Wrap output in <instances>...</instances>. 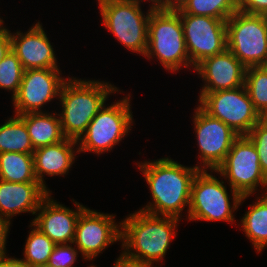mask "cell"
Segmentation results:
<instances>
[{"label":"cell","mask_w":267,"mask_h":267,"mask_svg":"<svg viewBox=\"0 0 267 267\" xmlns=\"http://www.w3.org/2000/svg\"><path fill=\"white\" fill-rule=\"evenodd\" d=\"M49 192L39 182H7L0 179V218L11 225L20 213L35 215Z\"/></svg>","instance_id":"cell-18"},{"label":"cell","mask_w":267,"mask_h":267,"mask_svg":"<svg viewBox=\"0 0 267 267\" xmlns=\"http://www.w3.org/2000/svg\"><path fill=\"white\" fill-rule=\"evenodd\" d=\"M265 20L267 22V13L264 14Z\"/></svg>","instance_id":"cell-42"},{"label":"cell","mask_w":267,"mask_h":267,"mask_svg":"<svg viewBox=\"0 0 267 267\" xmlns=\"http://www.w3.org/2000/svg\"><path fill=\"white\" fill-rule=\"evenodd\" d=\"M7 253L0 255V267H31L21 258L16 257H8Z\"/></svg>","instance_id":"cell-31"},{"label":"cell","mask_w":267,"mask_h":267,"mask_svg":"<svg viewBox=\"0 0 267 267\" xmlns=\"http://www.w3.org/2000/svg\"><path fill=\"white\" fill-rule=\"evenodd\" d=\"M72 246V243L56 244L48 264L55 267H76L73 265L77 260L79 250Z\"/></svg>","instance_id":"cell-29"},{"label":"cell","mask_w":267,"mask_h":267,"mask_svg":"<svg viewBox=\"0 0 267 267\" xmlns=\"http://www.w3.org/2000/svg\"><path fill=\"white\" fill-rule=\"evenodd\" d=\"M51 195L42 200L31 223L55 244H73L78 218L86 207L72 199L77 209H70Z\"/></svg>","instance_id":"cell-15"},{"label":"cell","mask_w":267,"mask_h":267,"mask_svg":"<svg viewBox=\"0 0 267 267\" xmlns=\"http://www.w3.org/2000/svg\"><path fill=\"white\" fill-rule=\"evenodd\" d=\"M24 69L12 49L0 61V89L12 91L13 99L20 88Z\"/></svg>","instance_id":"cell-27"},{"label":"cell","mask_w":267,"mask_h":267,"mask_svg":"<svg viewBox=\"0 0 267 267\" xmlns=\"http://www.w3.org/2000/svg\"><path fill=\"white\" fill-rule=\"evenodd\" d=\"M238 10L250 15L267 13V0H238Z\"/></svg>","instance_id":"cell-30"},{"label":"cell","mask_w":267,"mask_h":267,"mask_svg":"<svg viewBox=\"0 0 267 267\" xmlns=\"http://www.w3.org/2000/svg\"><path fill=\"white\" fill-rule=\"evenodd\" d=\"M141 267H156V266H141ZM159 267V266H158Z\"/></svg>","instance_id":"cell-43"},{"label":"cell","mask_w":267,"mask_h":267,"mask_svg":"<svg viewBox=\"0 0 267 267\" xmlns=\"http://www.w3.org/2000/svg\"><path fill=\"white\" fill-rule=\"evenodd\" d=\"M4 25L3 18H0V34H2L7 28Z\"/></svg>","instance_id":"cell-38"},{"label":"cell","mask_w":267,"mask_h":267,"mask_svg":"<svg viewBox=\"0 0 267 267\" xmlns=\"http://www.w3.org/2000/svg\"><path fill=\"white\" fill-rule=\"evenodd\" d=\"M61 69L24 70L17 95L12 99L15 115L31 112H43L41 108L54 98L60 97L64 82Z\"/></svg>","instance_id":"cell-14"},{"label":"cell","mask_w":267,"mask_h":267,"mask_svg":"<svg viewBox=\"0 0 267 267\" xmlns=\"http://www.w3.org/2000/svg\"><path fill=\"white\" fill-rule=\"evenodd\" d=\"M194 71L204 81L200 93L235 89L245 82L246 67L228 49L205 58Z\"/></svg>","instance_id":"cell-17"},{"label":"cell","mask_w":267,"mask_h":267,"mask_svg":"<svg viewBox=\"0 0 267 267\" xmlns=\"http://www.w3.org/2000/svg\"><path fill=\"white\" fill-rule=\"evenodd\" d=\"M102 24L127 50L144 57L148 45V22L153 11L143 13L131 0L109 1L99 6Z\"/></svg>","instance_id":"cell-7"},{"label":"cell","mask_w":267,"mask_h":267,"mask_svg":"<svg viewBox=\"0 0 267 267\" xmlns=\"http://www.w3.org/2000/svg\"><path fill=\"white\" fill-rule=\"evenodd\" d=\"M246 136L253 142L261 170L267 177V125L259 121Z\"/></svg>","instance_id":"cell-28"},{"label":"cell","mask_w":267,"mask_h":267,"mask_svg":"<svg viewBox=\"0 0 267 267\" xmlns=\"http://www.w3.org/2000/svg\"><path fill=\"white\" fill-rule=\"evenodd\" d=\"M98 1V5L100 6L103 3L109 2V1H120V0H97Z\"/></svg>","instance_id":"cell-39"},{"label":"cell","mask_w":267,"mask_h":267,"mask_svg":"<svg viewBox=\"0 0 267 267\" xmlns=\"http://www.w3.org/2000/svg\"><path fill=\"white\" fill-rule=\"evenodd\" d=\"M241 220V229L257 253L267 246V194H260Z\"/></svg>","instance_id":"cell-21"},{"label":"cell","mask_w":267,"mask_h":267,"mask_svg":"<svg viewBox=\"0 0 267 267\" xmlns=\"http://www.w3.org/2000/svg\"><path fill=\"white\" fill-rule=\"evenodd\" d=\"M187 0H164V10L180 9Z\"/></svg>","instance_id":"cell-35"},{"label":"cell","mask_w":267,"mask_h":267,"mask_svg":"<svg viewBox=\"0 0 267 267\" xmlns=\"http://www.w3.org/2000/svg\"><path fill=\"white\" fill-rule=\"evenodd\" d=\"M35 267H55V266H51L50 264H44V265H39V266H35Z\"/></svg>","instance_id":"cell-41"},{"label":"cell","mask_w":267,"mask_h":267,"mask_svg":"<svg viewBox=\"0 0 267 267\" xmlns=\"http://www.w3.org/2000/svg\"><path fill=\"white\" fill-rule=\"evenodd\" d=\"M193 123L199 147L200 170H216L225 160L234 141L240 136L221 120L210 116L199 105Z\"/></svg>","instance_id":"cell-12"},{"label":"cell","mask_w":267,"mask_h":267,"mask_svg":"<svg viewBox=\"0 0 267 267\" xmlns=\"http://www.w3.org/2000/svg\"><path fill=\"white\" fill-rule=\"evenodd\" d=\"M151 191L152 202L142 206L141 211L158 216L182 219V211L190 204L191 184L200 170L196 166H184L164 157L157 160L138 162Z\"/></svg>","instance_id":"cell-1"},{"label":"cell","mask_w":267,"mask_h":267,"mask_svg":"<svg viewBox=\"0 0 267 267\" xmlns=\"http://www.w3.org/2000/svg\"><path fill=\"white\" fill-rule=\"evenodd\" d=\"M259 156L253 142L246 136H239L233 143L224 162L214 170L226 179L230 188L241 196L251 195L261 186L267 194V177L261 170ZM264 189H263V188Z\"/></svg>","instance_id":"cell-8"},{"label":"cell","mask_w":267,"mask_h":267,"mask_svg":"<svg viewBox=\"0 0 267 267\" xmlns=\"http://www.w3.org/2000/svg\"><path fill=\"white\" fill-rule=\"evenodd\" d=\"M0 179L7 182H38L34 173L33 154L0 153Z\"/></svg>","instance_id":"cell-22"},{"label":"cell","mask_w":267,"mask_h":267,"mask_svg":"<svg viewBox=\"0 0 267 267\" xmlns=\"http://www.w3.org/2000/svg\"><path fill=\"white\" fill-rule=\"evenodd\" d=\"M115 214L101 213L85 208L77 221L73 245L82 259L91 261L103 253L109 245L121 242V222H115Z\"/></svg>","instance_id":"cell-13"},{"label":"cell","mask_w":267,"mask_h":267,"mask_svg":"<svg viewBox=\"0 0 267 267\" xmlns=\"http://www.w3.org/2000/svg\"><path fill=\"white\" fill-rule=\"evenodd\" d=\"M11 49L24 70L60 69L53 45L39 21L27 32L11 33Z\"/></svg>","instance_id":"cell-16"},{"label":"cell","mask_w":267,"mask_h":267,"mask_svg":"<svg viewBox=\"0 0 267 267\" xmlns=\"http://www.w3.org/2000/svg\"><path fill=\"white\" fill-rule=\"evenodd\" d=\"M244 86L255 109L262 113L267 108V71L261 66L246 68Z\"/></svg>","instance_id":"cell-26"},{"label":"cell","mask_w":267,"mask_h":267,"mask_svg":"<svg viewBox=\"0 0 267 267\" xmlns=\"http://www.w3.org/2000/svg\"><path fill=\"white\" fill-rule=\"evenodd\" d=\"M227 49L246 67L261 66L267 55V22L264 15L239 10L226 20Z\"/></svg>","instance_id":"cell-9"},{"label":"cell","mask_w":267,"mask_h":267,"mask_svg":"<svg viewBox=\"0 0 267 267\" xmlns=\"http://www.w3.org/2000/svg\"><path fill=\"white\" fill-rule=\"evenodd\" d=\"M29 227L32 230L25 242L22 260L31 267L47 264L56 244L31 222Z\"/></svg>","instance_id":"cell-25"},{"label":"cell","mask_w":267,"mask_h":267,"mask_svg":"<svg viewBox=\"0 0 267 267\" xmlns=\"http://www.w3.org/2000/svg\"><path fill=\"white\" fill-rule=\"evenodd\" d=\"M260 121L267 125V108L262 113H260Z\"/></svg>","instance_id":"cell-37"},{"label":"cell","mask_w":267,"mask_h":267,"mask_svg":"<svg viewBox=\"0 0 267 267\" xmlns=\"http://www.w3.org/2000/svg\"><path fill=\"white\" fill-rule=\"evenodd\" d=\"M135 3L141 4V2L146 1V0H131ZM150 1L152 4L150 6L151 9L153 10H164V0H147Z\"/></svg>","instance_id":"cell-36"},{"label":"cell","mask_w":267,"mask_h":267,"mask_svg":"<svg viewBox=\"0 0 267 267\" xmlns=\"http://www.w3.org/2000/svg\"><path fill=\"white\" fill-rule=\"evenodd\" d=\"M198 105L210 116L231 127L238 135H247L260 121L245 86L211 93H199Z\"/></svg>","instance_id":"cell-10"},{"label":"cell","mask_w":267,"mask_h":267,"mask_svg":"<svg viewBox=\"0 0 267 267\" xmlns=\"http://www.w3.org/2000/svg\"><path fill=\"white\" fill-rule=\"evenodd\" d=\"M130 97L129 93L111 105L105 103L77 141L79 153L92 152L98 156L112 151L124 137L128 136L135 122L130 107Z\"/></svg>","instance_id":"cell-6"},{"label":"cell","mask_w":267,"mask_h":267,"mask_svg":"<svg viewBox=\"0 0 267 267\" xmlns=\"http://www.w3.org/2000/svg\"><path fill=\"white\" fill-rule=\"evenodd\" d=\"M261 67L267 71V55H266L264 62L261 65Z\"/></svg>","instance_id":"cell-40"},{"label":"cell","mask_w":267,"mask_h":267,"mask_svg":"<svg viewBox=\"0 0 267 267\" xmlns=\"http://www.w3.org/2000/svg\"><path fill=\"white\" fill-rule=\"evenodd\" d=\"M50 113L48 111L31 112L19 116L27 127L34 150L65 139L59 115L57 112Z\"/></svg>","instance_id":"cell-20"},{"label":"cell","mask_w":267,"mask_h":267,"mask_svg":"<svg viewBox=\"0 0 267 267\" xmlns=\"http://www.w3.org/2000/svg\"><path fill=\"white\" fill-rule=\"evenodd\" d=\"M113 265H114L113 267H141L137 263L129 261L124 257H122L121 255L116 259ZM89 267H97V266L91 264Z\"/></svg>","instance_id":"cell-34"},{"label":"cell","mask_w":267,"mask_h":267,"mask_svg":"<svg viewBox=\"0 0 267 267\" xmlns=\"http://www.w3.org/2000/svg\"><path fill=\"white\" fill-rule=\"evenodd\" d=\"M119 91V88L109 82L68 76L58 99L62 108L58 115L64 137L78 141L108 101L109 95Z\"/></svg>","instance_id":"cell-3"},{"label":"cell","mask_w":267,"mask_h":267,"mask_svg":"<svg viewBox=\"0 0 267 267\" xmlns=\"http://www.w3.org/2000/svg\"><path fill=\"white\" fill-rule=\"evenodd\" d=\"M10 229V224L3 218H0V255L7 253L6 242L8 238V233Z\"/></svg>","instance_id":"cell-33"},{"label":"cell","mask_w":267,"mask_h":267,"mask_svg":"<svg viewBox=\"0 0 267 267\" xmlns=\"http://www.w3.org/2000/svg\"><path fill=\"white\" fill-rule=\"evenodd\" d=\"M144 56L148 60L156 57L166 71L172 73L182 67H191L181 17L175 10L151 12L148 22V45Z\"/></svg>","instance_id":"cell-5"},{"label":"cell","mask_w":267,"mask_h":267,"mask_svg":"<svg viewBox=\"0 0 267 267\" xmlns=\"http://www.w3.org/2000/svg\"><path fill=\"white\" fill-rule=\"evenodd\" d=\"M11 50V31L6 29L0 34V61Z\"/></svg>","instance_id":"cell-32"},{"label":"cell","mask_w":267,"mask_h":267,"mask_svg":"<svg viewBox=\"0 0 267 267\" xmlns=\"http://www.w3.org/2000/svg\"><path fill=\"white\" fill-rule=\"evenodd\" d=\"M2 152L34 153L27 127L18 115H13L0 125V153Z\"/></svg>","instance_id":"cell-23"},{"label":"cell","mask_w":267,"mask_h":267,"mask_svg":"<svg viewBox=\"0 0 267 267\" xmlns=\"http://www.w3.org/2000/svg\"><path fill=\"white\" fill-rule=\"evenodd\" d=\"M184 30L186 49L193 71L205 58L227 49L226 20L178 13Z\"/></svg>","instance_id":"cell-11"},{"label":"cell","mask_w":267,"mask_h":267,"mask_svg":"<svg viewBox=\"0 0 267 267\" xmlns=\"http://www.w3.org/2000/svg\"><path fill=\"white\" fill-rule=\"evenodd\" d=\"M179 218L138 210L121 221L120 255L140 266L159 265L177 235Z\"/></svg>","instance_id":"cell-2"},{"label":"cell","mask_w":267,"mask_h":267,"mask_svg":"<svg viewBox=\"0 0 267 267\" xmlns=\"http://www.w3.org/2000/svg\"><path fill=\"white\" fill-rule=\"evenodd\" d=\"M177 13L227 20L238 11V0H187Z\"/></svg>","instance_id":"cell-24"},{"label":"cell","mask_w":267,"mask_h":267,"mask_svg":"<svg viewBox=\"0 0 267 267\" xmlns=\"http://www.w3.org/2000/svg\"><path fill=\"white\" fill-rule=\"evenodd\" d=\"M75 147V148H74ZM78 154L77 141L65 138L59 143L48 145L34 150L33 163L34 173L37 181L52 193L44 180L47 176H64L69 173Z\"/></svg>","instance_id":"cell-19"},{"label":"cell","mask_w":267,"mask_h":267,"mask_svg":"<svg viewBox=\"0 0 267 267\" xmlns=\"http://www.w3.org/2000/svg\"><path fill=\"white\" fill-rule=\"evenodd\" d=\"M214 170H199L191 184L190 204L187 209L186 219L189 221H227L234 223V211L243 203L249 195L241 196L234 189L228 195L227 187L223 180L212 175ZM232 203V204H231Z\"/></svg>","instance_id":"cell-4"}]
</instances>
